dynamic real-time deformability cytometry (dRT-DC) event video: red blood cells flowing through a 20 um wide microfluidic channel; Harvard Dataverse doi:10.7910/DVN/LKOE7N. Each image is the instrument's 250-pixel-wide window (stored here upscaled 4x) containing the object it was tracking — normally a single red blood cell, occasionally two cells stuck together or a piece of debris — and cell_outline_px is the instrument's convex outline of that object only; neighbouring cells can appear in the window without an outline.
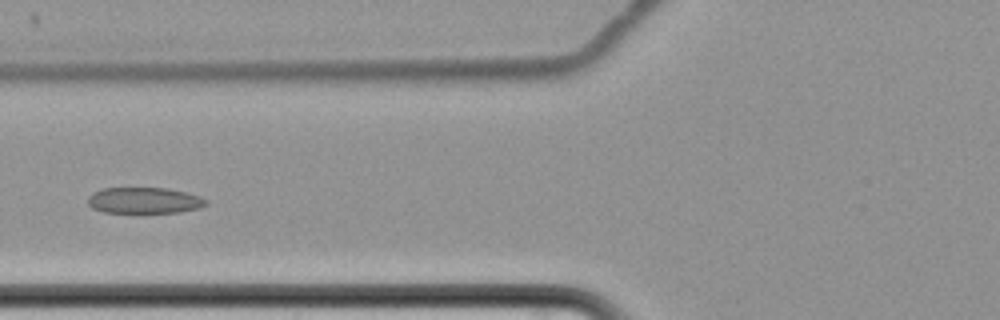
{"species": "common noctule bat (a hibernating species)", "species_latin": "Nyctalus noctula", "temperature_condition": "cold", "stored_images_in_passage": 9, "camera_frame_rate_fps": 3000, "um_per_image_px": 0.085, "animal": {"sex": "female", "body_mass_g": 22.7, "forearm_length_mm": 54.2}, "frame": {"image": 1, "passage_image": 6, "time_ms": 7.0, "image_size_px": [1000, 320], "cell_outline_px": [[208, 204], [200, 208], [180, 212], [104, 212], [92, 208], [88, 204], [88, 196], [104, 188], [168, 188], [188, 192], [200, 196], [208, 200]], "centroid_in_image_um": [12.32, 17.03], "position_along_channel_um": 113.5, "area_um2": 17.98}}
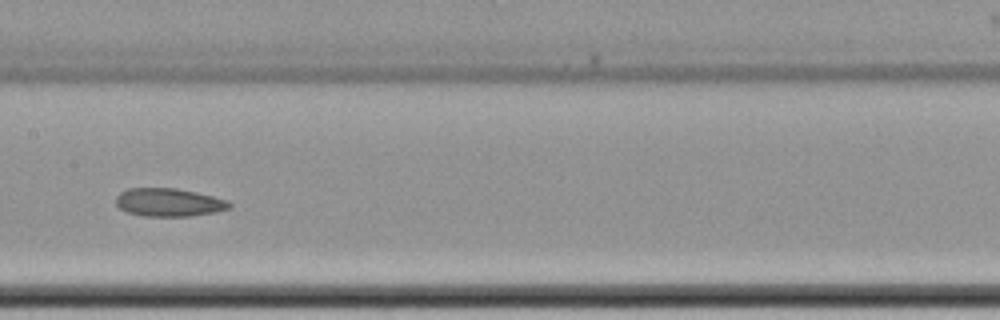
{"frame": {"image": 2, "passage_image": 8, "time_ms": 9.333, "image_size_px": [1000, 320], "cell_outline_px": [[232, 208], [216, 212], [188, 216], [144, 216], [128, 212], [120, 208], [116, 204], [116, 196], [120, 192], [128, 188], [176, 188], [196, 192], [228, 200], [232, 204]], "centroid_in_image_um": [14.37, 17.2], "position_along_channel_um": 193.0, "area_um2": 18.67}}
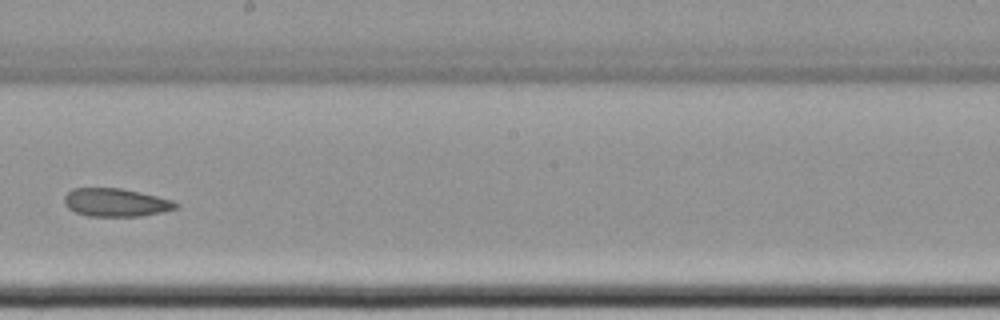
{"frame": {"image": 3, "passage_image": 9, "time_ms": 10.667, "image_size_px": [1000, 320], "cell_outline_px": [[180, 204], [176, 208], [160, 212], [140, 216], [88, 216], [76, 212], [68, 208], [64, 204], [64, 196], [72, 188], [120, 188], [140, 192], [172, 200]], "centroid_in_image_um": [9.81, 17.2], "position_along_channel_um": 238.4, "area_um2": 18.21}}